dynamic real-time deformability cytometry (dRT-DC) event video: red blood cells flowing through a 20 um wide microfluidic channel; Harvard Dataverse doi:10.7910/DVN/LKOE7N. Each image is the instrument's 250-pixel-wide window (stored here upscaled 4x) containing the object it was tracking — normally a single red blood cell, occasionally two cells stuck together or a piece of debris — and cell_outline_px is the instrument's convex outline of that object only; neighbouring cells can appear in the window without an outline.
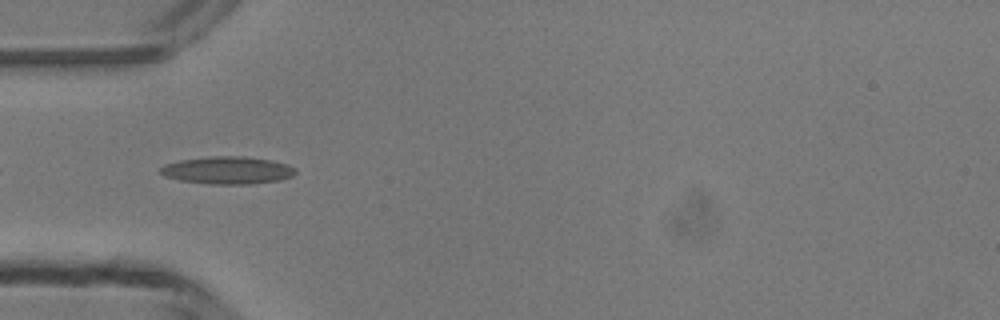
{"species": "common noctule bat (a hibernating species)", "species_latin": "Nyctalus noctula", "temperature_condition": "room temperature", "stored_images_in_passage": 35, "camera_frame_rate_fps": 3000, "um_per_image_px": 0.085, "animal": {"sex": "male", "body_mass_g": 13.3}, "frame": {"image": 1, "passage_image": 2, "time_ms": 0.333, "image_size_px": [1000, 320], "cell_outline_px": [[296, 172], [292, 176], [280, 180], [248, 184], [208, 184], [180, 180], [164, 176], [160, 172], [160, 168], [164, 164], [180, 160], [208, 156], [240, 156], [268, 160], [288, 164], [296, 168]], "centroid_in_image_um": [19.32, 14.47], "position_along_channel_um": 65.7, "area_um2": 21.62}}
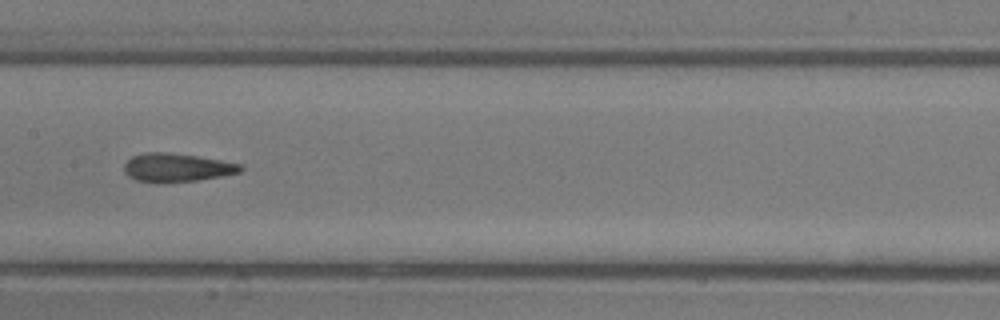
{"frame": {"image": 2, "passage_image": 11, "time_ms": 3.333, "image_size_px": [1000, 320], "cell_outline_px": [[244, 168], [240, 172], [220, 176], [196, 180], [156, 184], [136, 180], [128, 176], [124, 172], [124, 164], [132, 156], [144, 152], [168, 152], [196, 156], [244, 164]], "centroid_in_image_um": [15.0, 14.25], "position_along_channel_um": 192.4, "area_um2": 19.54}}
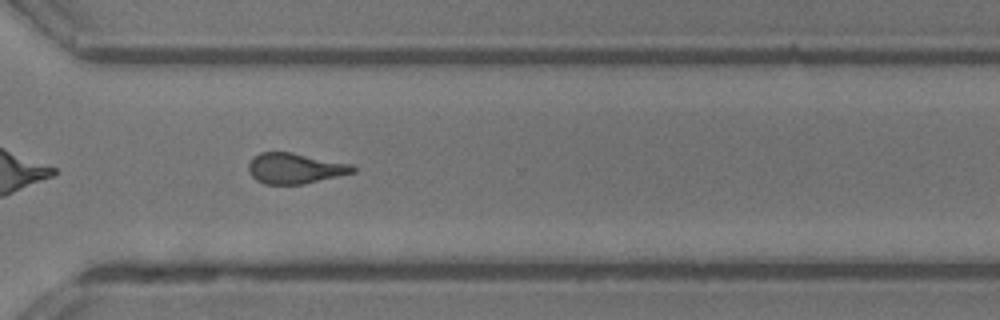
{"frame": {"image": 3, "passage_image": 22, "time_ms": 7.0, "image_size_px": [1000, 320], "cell_outline_px": [[356, 172], [304, 184], [264, 184], [256, 180], [248, 172], [248, 164], [252, 156], [260, 152], [292, 152], [352, 164], [356, 168]], "centroid_in_image_um": [25.06, 14.3], "position_along_channel_um": 345.5, "area_um2": 18.79}, "authors_computed_cell_mechanics": {"area_um2": 18.6694, "velocity_mm_per_s": 4.2123, "shape_relaxation_time_tau1_ms": 9.685, "shape_relaxation_time_tau2_ms": 2.662, "deformation_change_tau1": 0.2368, "deformation_change_tau2": 0.1237}}